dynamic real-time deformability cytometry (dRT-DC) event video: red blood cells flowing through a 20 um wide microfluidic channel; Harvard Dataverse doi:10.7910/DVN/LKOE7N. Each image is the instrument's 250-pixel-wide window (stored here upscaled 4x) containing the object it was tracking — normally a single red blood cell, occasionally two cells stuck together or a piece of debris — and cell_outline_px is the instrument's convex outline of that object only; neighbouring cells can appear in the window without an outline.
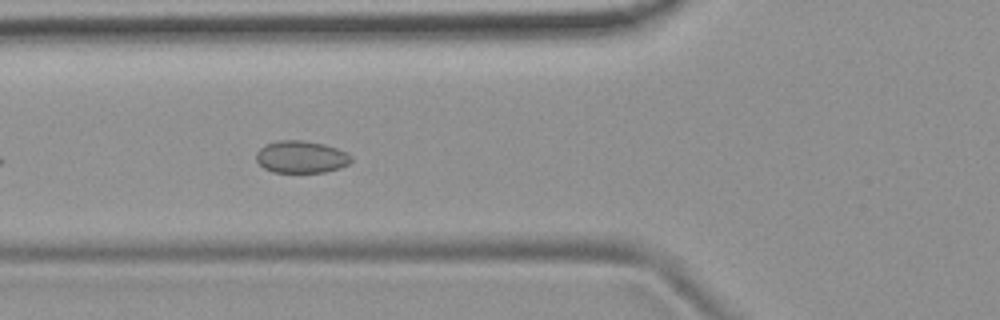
{"species": "common noctule bat (a hibernating species)", "species_latin": "Nyctalus noctula", "temperature_condition": "room temperature", "stored_images_in_passage": 6, "camera_frame_rate_fps": 3000, "um_per_image_px": 0.085, "animal": {"sex": "female", "body_mass_g": 19.9}, "frame": {"image": 1, "passage_image": 6, "time_ms": 1.667, "image_size_px": [1000, 320], "cell_outline_px": [[352, 160], [348, 164], [340, 168], [324, 172], [272, 172], [264, 168], [256, 160], [256, 152], [264, 144], [276, 140], [300, 140], [324, 144], [348, 152], [352, 156]], "centroid_in_image_um": [25.59, 13.33], "position_along_channel_um": 100.2, "area_um2": 17.98}}